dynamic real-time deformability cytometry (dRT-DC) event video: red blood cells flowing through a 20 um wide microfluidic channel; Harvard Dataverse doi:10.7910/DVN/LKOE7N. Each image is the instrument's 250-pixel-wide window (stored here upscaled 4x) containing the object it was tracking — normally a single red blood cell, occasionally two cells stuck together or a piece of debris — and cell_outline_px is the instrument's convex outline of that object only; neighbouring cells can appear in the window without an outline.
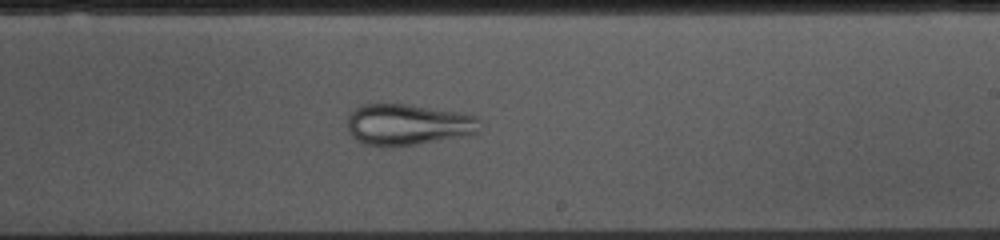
{"species": "common noctule bat (a hibernating species)", "species_latin": "Nyctalus noctula", "temperature_condition": "cold", "stored_images_in_passage": 53, "camera_frame_rate_fps": 3000, "um_per_image_px": 0.085, "animal": {"sex": "female", "body_mass_g": 10.0, "forearm_length_mm": 53.1}, "frame": {"image": 1, "passage_image": 30, "time_ms": 9.667, "image_size_px": [1000, 240], "cell_outline_px": [[480, 132], [416, 144], [384, 148], [364, 144], [356, 140], [348, 132], [348, 116], [360, 104], [404, 104], [456, 112], [476, 116], [480, 120]], "centroid_in_image_um": [34.61, 10.6], "position_along_channel_um": 254.4, "area_um2": 31.67}}
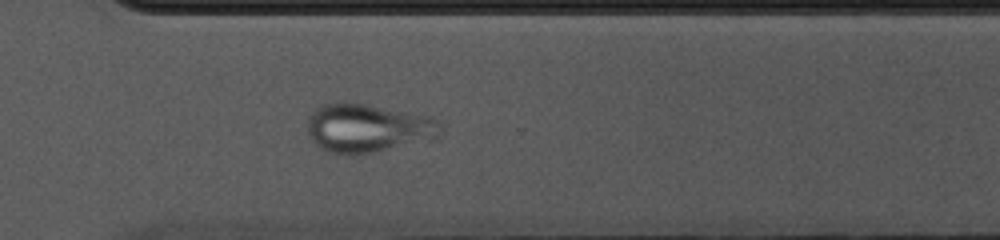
{"frame": {"image": 2, "passage_image": 37, "time_ms": 12.0, "image_size_px": [1000, 240], "cell_outline_px": [[440, 124], [436, 136], [372, 152], [348, 156], [332, 152], [320, 148], [308, 136], [308, 116], [316, 108], [324, 104], [344, 100], [368, 104], [432, 116], [440, 120]], "centroid_in_image_um": [31.16, 10.84], "position_along_channel_um": 339.4, "area_um2": 37.45}}
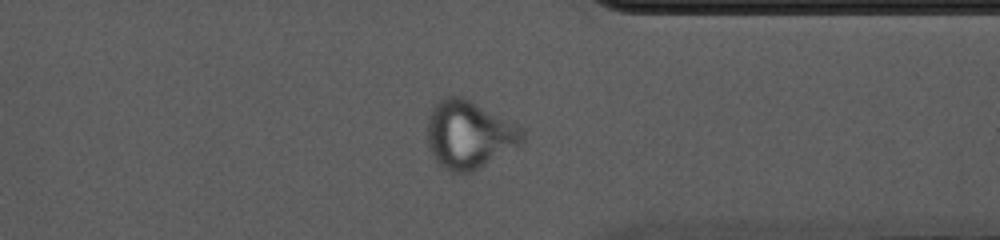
{"frame": {"image": 3, "passage_image": 40, "time_ms": 13.0, "image_size_px": [1000, 240], "cell_outline_px": [[524, 140], [520, 144], [480, 168], [464, 176], [452, 172], [444, 168], [432, 156], [428, 148], [428, 116], [436, 100], [444, 96], [464, 96], [524, 128]], "centroid_in_image_um": [39.85, 11.44], "position_along_channel_um": 371.5, "area_um2": 38.09}}